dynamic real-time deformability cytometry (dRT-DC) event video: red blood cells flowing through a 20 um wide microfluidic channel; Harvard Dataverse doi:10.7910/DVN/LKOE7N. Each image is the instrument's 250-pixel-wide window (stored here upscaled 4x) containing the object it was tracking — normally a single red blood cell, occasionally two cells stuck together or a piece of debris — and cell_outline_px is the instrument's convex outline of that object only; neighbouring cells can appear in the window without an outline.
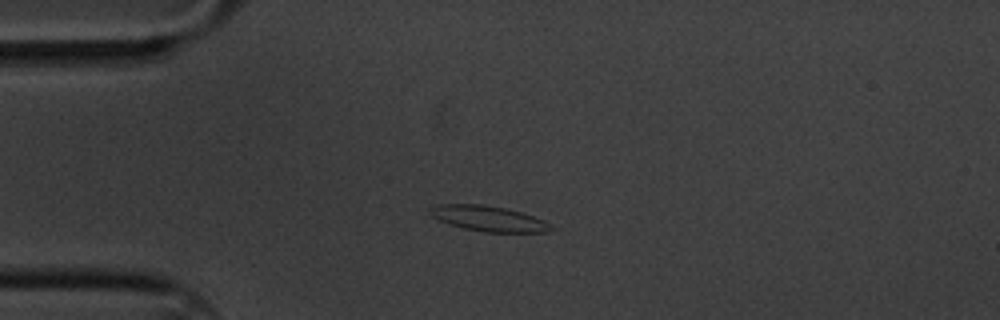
{"species": "common noctule bat (a hibernating species)", "species_latin": "Nyctalus noctula", "temperature_condition": "cold", "stored_images_in_passage": 46, "camera_frame_rate_fps": 3000, "um_per_image_px": 0.085, "animal": {"sex": "male", "body_mass_g": 20.1, "forearm_length_mm": 53.5}, "frame": {"image": 1, "passage_image": 1, "time_ms": 0.0, "image_size_px": [1000, 320], "cell_outline_px": [[556, 228], [548, 232], [484, 232], [464, 228], [440, 220], [432, 216], [428, 212], [428, 208], [440, 204], [480, 204], [504, 208], [520, 212], [544, 220]], "centroid_in_image_um": [41.54, 18.58], "position_along_channel_um": 43.5, "area_um2": 17.74}}
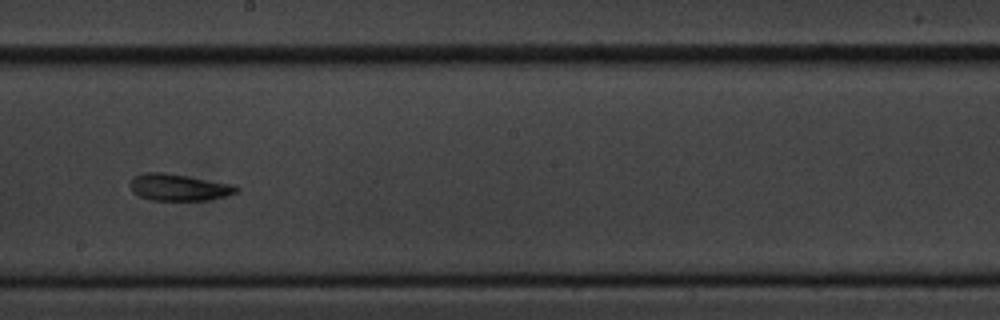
{"frame": {"image": 2, "passage_image": 20, "time_ms": 6.333, "image_size_px": [1000, 320], "cell_outline_px": [[240, 188], [236, 192], [224, 196], [208, 200], [152, 200], [140, 196], [132, 192], [128, 184], [132, 176], [144, 172], [164, 172], [188, 176], [232, 184]], "centroid_in_image_um": [15.13, 15.91], "position_along_channel_um": 233.1, "area_um2": 16.65}}
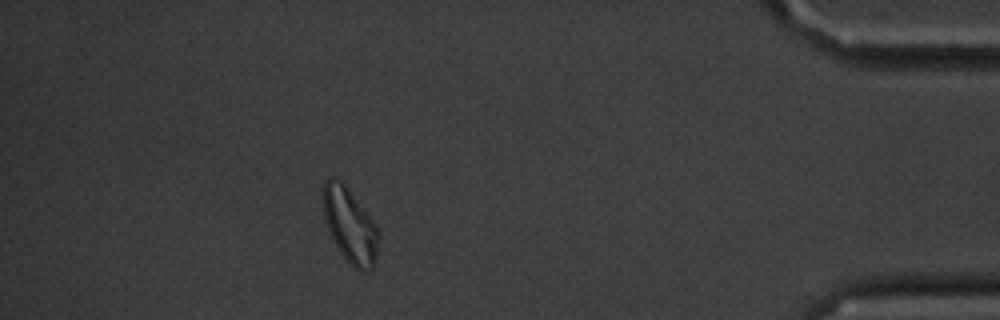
{"frame": {"image": 3, "passage_image": 40, "time_ms": 13.0, "image_size_px": [1000, 320], "cell_outline_px": [[376, 260], [372, 268], [364, 272], [360, 272], [352, 268], [340, 252], [328, 228], [324, 216], [324, 180], [328, 176], [332, 176], [340, 180], [344, 184], [372, 220], [376, 228]], "centroid_in_image_um": [29.71, 19.18], "position_along_channel_um": 405.5, "area_um2": 23.35}, "authors_computed_cell_mechanics": {"area_um2": 16.9065, "velocity_mm_per_s": 3.3049, "shape_relaxation_time_tau1_ms": 5.6395, "shape_relaxation_time_tau2_ms": 2.6167, "deformation_change_tau1": 0.1297, "deformation_change_tau2": 0.1022}}